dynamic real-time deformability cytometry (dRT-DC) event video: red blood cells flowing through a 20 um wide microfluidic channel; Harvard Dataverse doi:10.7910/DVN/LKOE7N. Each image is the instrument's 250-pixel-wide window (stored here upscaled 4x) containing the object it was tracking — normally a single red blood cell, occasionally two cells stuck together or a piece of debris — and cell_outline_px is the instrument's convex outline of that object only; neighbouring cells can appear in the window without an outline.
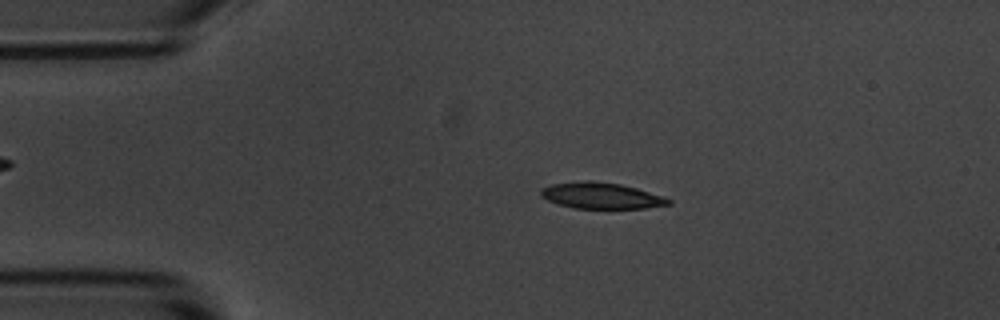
{"species": "common noctule bat (a hibernating species)", "species_latin": "Nyctalus noctula", "temperature_condition": "room temperature", "stored_images_in_passage": 53, "camera_frame_rate_fps": 3000, "um_per_image_px": 0.085, "animal": {"sex": "male", "body_mass_g": 20.1, "forearm_length_mm": 53.5}, "frame": {"image": 1, "passage_image": 10, "time_ms": 3.0, "image_size_px": [1000, 320], "cell_outline_px": [[672, 204], [644, 208], [576, 208], [560, 204], [548, 200], [540, 196], [540, 188], [552, 184], [584, 180], [592, 180], [620, 184], [636, 188], [672, 200]], "centroid_in_image_um": [51.07, 16.62], "position_along_channel_um": 33.9, "area_um2": 19.25}}
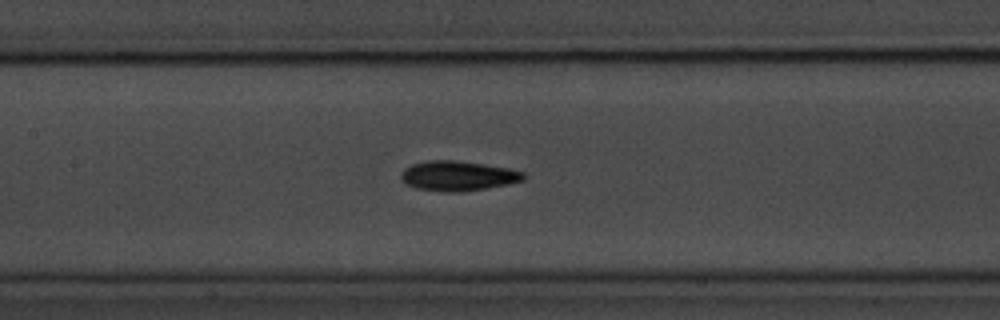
{"frame": {"image": 2, "passage_image": 24, "time_ms": 7.667, "image_size_px": [1000, 320], "cell_outline_px": [[524, 180], [508, 184], [488, 188], [464, 192], [444, 192], [416, 188], [400, 180], [400, 172], [404, 168], [412, 164], [428, 160], [452, 160], [508, 168], [524, 172]], "centroid_in_image_um": [38.89, 14.96], "position_along_channel_um": 168.5, "area_um2": 21.33}}
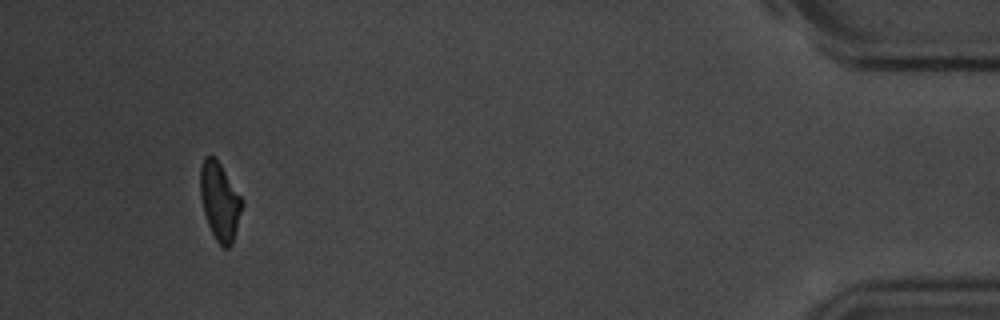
{"frame": {"image": 3, "passage_image": 50, "time_ms": 16.333, "image_size_px": [1000, 320], "cell_outline_px": [[244, 204], [232, 244], [228, 248], [224, 248], [216, 240], [208, 224], [204, 212], [200, 196], [200, 164], [204, 156], [212, 156], [220, 164], [244, 200]], "centroid_in_image_um": [18.69, 17.1], "position_along_channel_um": 416.5, "area_um2": 18.96}, "authors_computed_cell_mechanics": {"area_um2": 19.8832, "velocity_mm_per_s": 3.6769, "shape_relaxation_time_tau1_ms": 2.4802, "shape_relaxation_time_tau2_ms": 4.8832, "deformation_change_tau1": 0.131, "deformation_change_tau2": 0.1057}}